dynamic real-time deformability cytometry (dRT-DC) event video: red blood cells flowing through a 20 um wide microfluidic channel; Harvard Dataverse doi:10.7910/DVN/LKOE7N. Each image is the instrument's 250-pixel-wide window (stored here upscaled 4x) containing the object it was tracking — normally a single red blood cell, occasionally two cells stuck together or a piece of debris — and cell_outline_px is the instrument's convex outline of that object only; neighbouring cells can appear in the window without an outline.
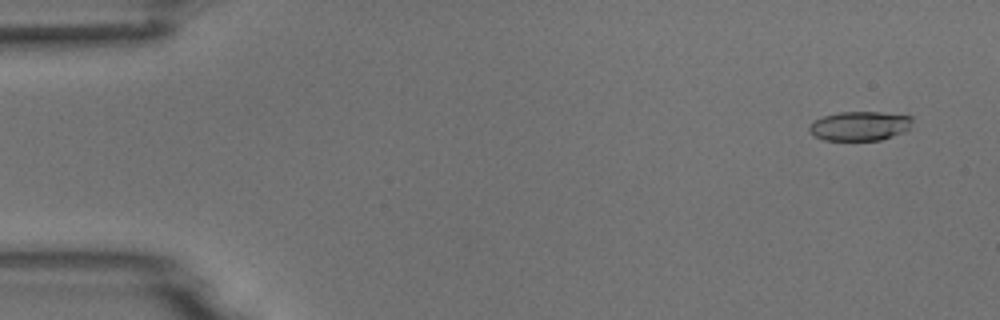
{"species": "common noctule bat (a hibernating species)", "species_latin": "Nyctalus noctula", "temperature_condition": "room temperature", "stored_images_in_passage": 4, "camera_frame_rate_fps": 3000, "um_per_image_px": 0.085, "animal": {"sex": "male", "body_mass_g": 18.8}, "frame": {"image": 1, "passage_image": 1, "time_ms": 0.0, "image_size_px": [1000, 320], "cell_outline_px": [[912, 120], [908, 128], [904, 132], [880, 140], [824, 140], [812, 136], [808, 128], [816, 120], [824, 116], [840, 112], [880, 112], [912, 116]], "centroid_in_image_um": [73.07, 10.71], "position_along_channel_um": 11.9, "area_um2": 17.46}}
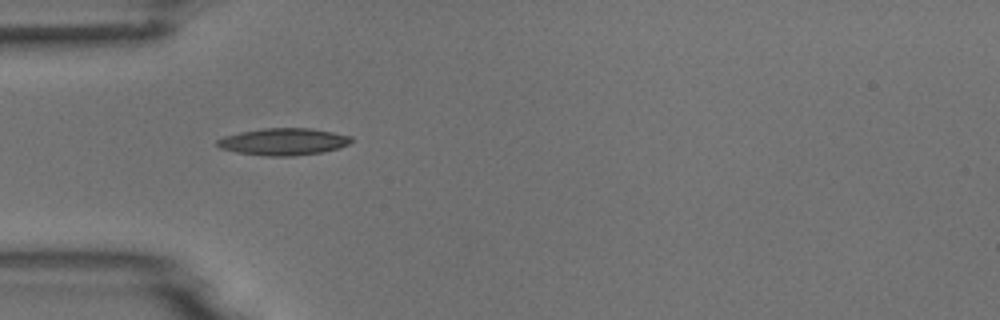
{"frame": {"image": 2, "passage_image": 4, "time_ms": 4.333, "image_size_px": [1000, 320], "cell_outline_px": [[352, 140], [348, 144], [336, 148], [320, 152], [292, 156], [264, 156], [236, 152], [220, 148], [216, 144], [216, 140], [224, 136], [240, 132], [264, 128], [312, 128], [352, 136]], "centroid_in_image_um": [24.05, 12.04], "position_along_channel_um": 60.9, "area_um2": 20.98}}